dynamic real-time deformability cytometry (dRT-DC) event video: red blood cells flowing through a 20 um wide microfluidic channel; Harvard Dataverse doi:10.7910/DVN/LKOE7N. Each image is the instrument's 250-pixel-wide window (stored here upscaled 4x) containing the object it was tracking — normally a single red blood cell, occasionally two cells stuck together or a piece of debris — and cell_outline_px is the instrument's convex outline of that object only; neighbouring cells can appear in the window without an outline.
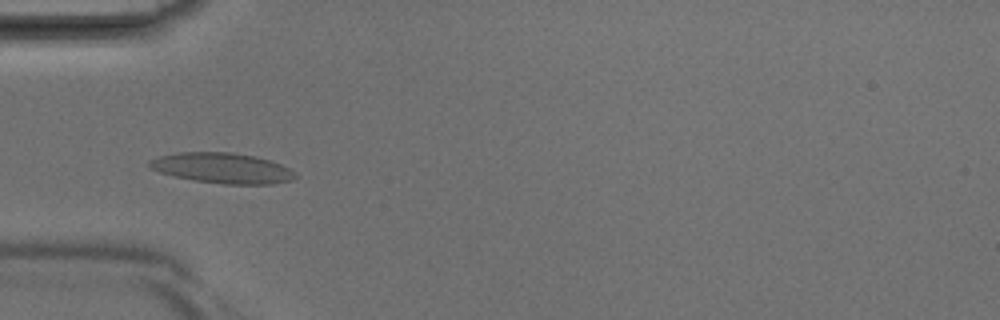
{"species": "Egyptian fruit bat (a non-hibernating species)", "species_latin": "Rousettus aegyptiacus", "temperature_condition": "room temperature", "stored_images_in_passage": 42, "camera_frame_rate_fps": 3000, "um_per_image_px": 0.085, "animal": {"sex": "male"}, "frame": {"image": 1, "passage_image": 14, "time_ms": 4.333, "image_size_px": [1000, 320], "cell_outline_px": [[296, 176], [292, 180], [272, 184], [224, 184], [196, 180], [172, 176], [148, 168], [148, 160], [160, 156], [176, 152], [232, 152], [256, 156], [280, 164], [288, 168]], "centroid_in_image_um": [18.84, 14.28], "position_along_channel_um": 66.2, "area_um2": 25.78}}
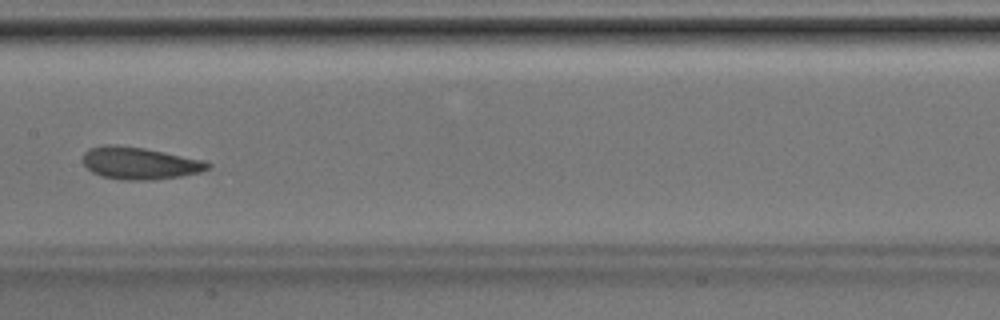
{"frame": {"image": 2, "passage_image": 22, "time_ms": 7.0, "image_size_px": [1000, 320], "cell_outline_px": [[212, 164], [208, 168], [200, 172], [180, 176], [152, 180], [120, 180], [100, 176], [92, 172], [80, 160], [84, 152], [88, 148], [104, 144], [116, 144], [144, 148], [204, 160]], "centroid_in_image_um": [11.81, 13.86], "position_along_channel_um": 195.6, "area_um2": 23.7}}
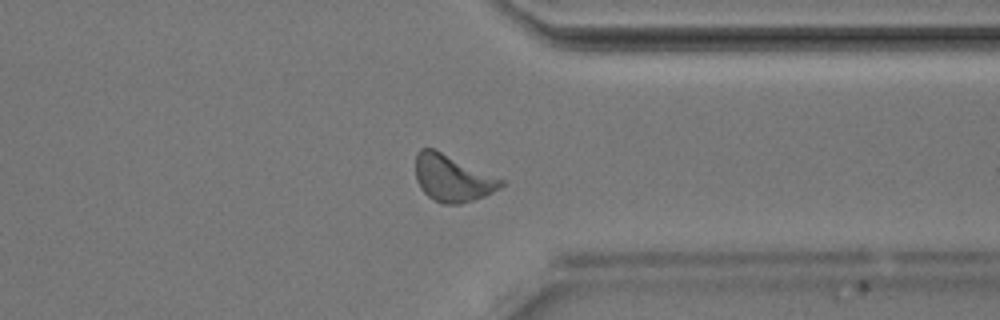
{"frame": {"image": 3, "passage_image": 33, "time_ms": 10.667, "image_size_px": [1000, 320], "cell_outline_px": [[504, 184], [500, 188], [484, 196], [460, 204], [440, 204], [428, 196], [420, 188], [416, 180], [416, 152], [420, 148], [432, 148], [504, 180]], "centroid_in_image_um": [38.42, 15.16], "position_along_channel_um": 373.0, "area_um2": 23.0}}